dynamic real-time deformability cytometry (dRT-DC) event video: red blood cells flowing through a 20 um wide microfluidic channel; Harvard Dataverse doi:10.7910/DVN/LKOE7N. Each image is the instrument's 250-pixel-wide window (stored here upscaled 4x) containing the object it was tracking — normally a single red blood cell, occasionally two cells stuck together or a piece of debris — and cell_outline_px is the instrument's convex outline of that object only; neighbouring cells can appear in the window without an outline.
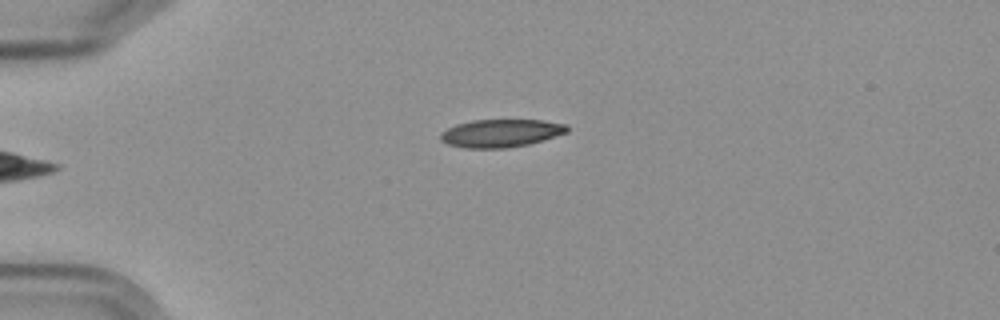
{"species": "Egyptian fruit bat (a non-hibernating species)", "species_latin": "Rousettus aegyptiacus", "temperature_condition": "cold", "stored_images_in_passage": 5, "camera_frame_rate_fps": 3000, "um_per_image_px": 0.085, "frame": {"image": 1, "passage_image": 5, "time_ms": 4.667, "image_size_px": [1000, 320], "cell_outline_px": [[568, 132], [528, 144], [504, 148], [464, 148], [448, 144], [440, 140], [440, 132], [456, 124], [472, 120], [544, 120], [568, 124]], "centroid_in_image_um": [42.56, 11.31], "position_along_channel_um": 42.4, "area_um2": 20.58}}